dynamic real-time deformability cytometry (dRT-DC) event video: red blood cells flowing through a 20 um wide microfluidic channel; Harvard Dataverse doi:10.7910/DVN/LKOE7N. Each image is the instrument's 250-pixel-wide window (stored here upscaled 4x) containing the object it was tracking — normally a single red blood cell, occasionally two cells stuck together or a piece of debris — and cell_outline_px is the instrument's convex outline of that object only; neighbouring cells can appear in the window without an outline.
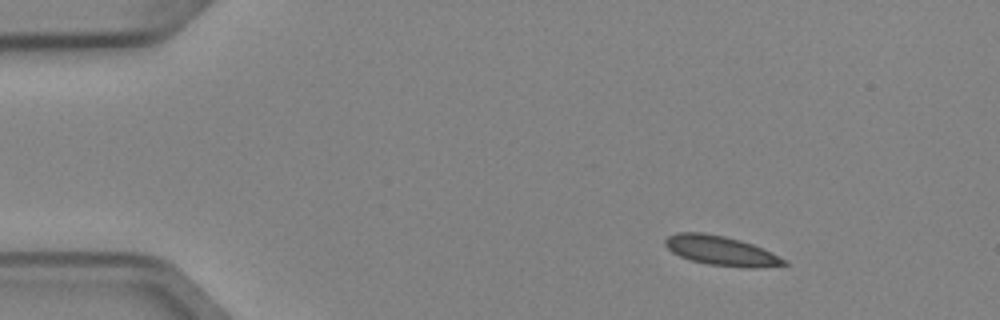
{"species": "Egyptian fruit bat (a non-hibernating species)", "species_latin": "Rousettus aegyptiacus", "temperature_condition": "cold", "stored_images_in_passage": 6, "camera_frame_rate_fps": 3000, "um_per_image_px": 0.085, "animal": {"sex": "female"}, "frame": {"image": 1, "passage_image": 2, "time_ms": 0.333, "image_size_px": [1000, 320], "cell_outline_px": [[788, 264], [756, 268], [744, 268], [708, 264], [692, 260], [680, 256], [672, 252], [664, 244], [664, 240], [668, 236], [676, 232], [704, 232], [724, 236], [740, 240], [752, 244], [772, 252], [788, 260]], "centroid_in_image_um": [61.3, 21.31], "position_along_channel_um": 23.7, "area_um2": 20.52}}
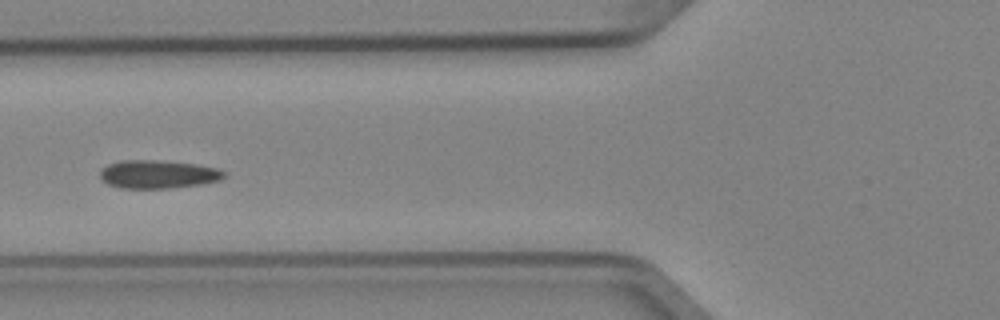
{"frame": {"image": 2, "passage_image": 5, "time_ms": 1.333, "image_size_px": [1000, 320], "cell_outline_px": [[228, 176], [220, 180], [200, 184], [168, 188], [120, 188], [108, 184], [100, 180], [100, 172], [108, 164], [120, 160], [156, 160], [196, 164], [216, 168], [228, 172]], "centroid_in_image_um": [13.45, 14.81], "position_along_channel_um": 112.4, "area_um2": 20.52}}
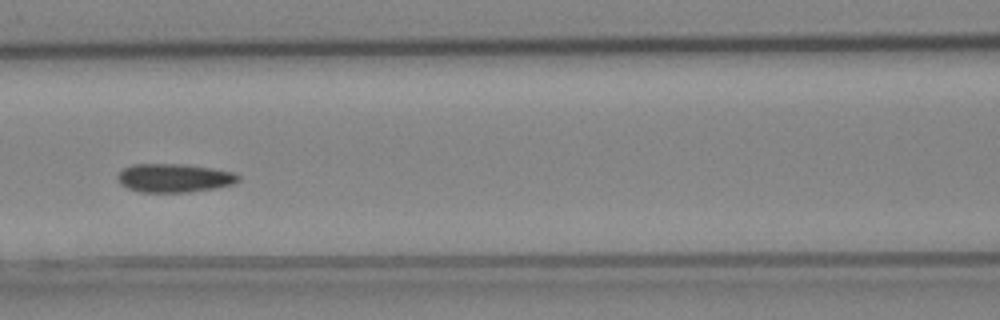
{"frame": {"image": 3, "passage_image": 6, "time_ms": 1.667, "image_size_px": [1000, 320], "cell_outline_px": [[240, 180], [236, 184], [216, 188], [188, 192], [140, 192], [128, 188], [120, 184], [116, 176], [124, 168], [132, 164], [180, 164], [212, 168], [232, 172], [240, 176]], "centroid_in_image_um": [14.82, 15.13], "position_along_channel_um": 151.8, "area_um2": 20.17}}